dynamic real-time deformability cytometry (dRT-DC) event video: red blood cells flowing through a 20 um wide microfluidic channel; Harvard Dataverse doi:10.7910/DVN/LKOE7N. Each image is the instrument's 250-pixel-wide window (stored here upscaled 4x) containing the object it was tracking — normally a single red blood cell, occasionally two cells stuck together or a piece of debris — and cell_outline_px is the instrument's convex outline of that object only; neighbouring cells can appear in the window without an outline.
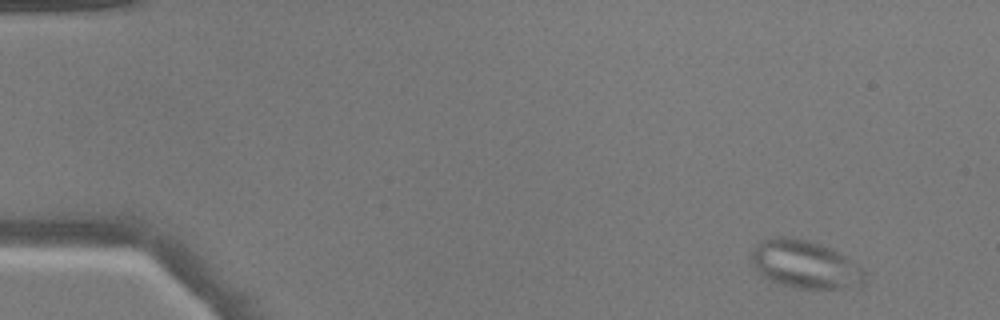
{"species": "common noctule bat (a hibernating species)", "species_latin": "Nyctalus noctula", "temperature_condition": "warm", "stored_images_in_passage": 50, "camera_frame_rate_fps": 3000, "um_per_image_px": 0.085, "animal": {"sex": "male", "body_mass_g": 17.9}, "frame": {"image": 1, "passage_image": 3, "time_ms": 0.667, "image_size_px": [1000, 320], "cell_outline_px": [[864, 284], [860, 288], [800, 288], [784, 284], [772, 280], [764, 276], [756, 268], [752, 260], [752, 248], [764, 240], [772, 236], [792, 236], [808, 240], [832, 248], [844, 256], [860, 268], [864, 272]], "centroid_in_image_um": [68.45, 22.46], "position_along_channel_um": 16.6, "area_um2": 31.27}}
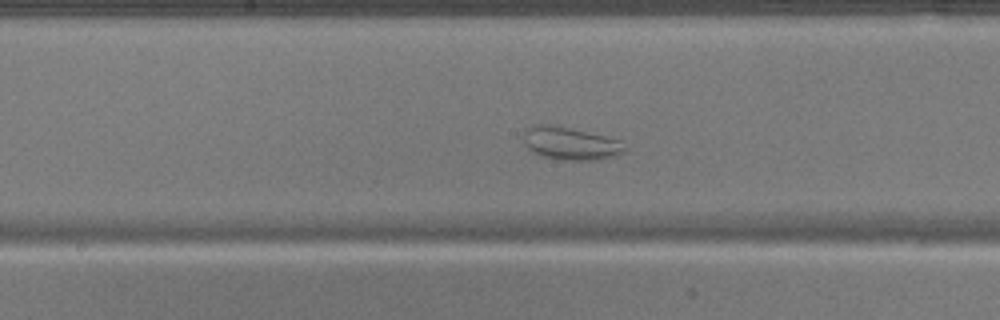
{"frame": {"image": 2, "passage_image": 26, "time_ms": 8.333, "image_size_px": [1000, 320], "cell_outline_px": [[628, 148], [624, 152], [616, 156], [600, 160], [560, 160], [540, 156], [532, 152], [524, 144], [524, 132], [532, 124], [544, 124], [568, 128], [604, 136], [620, 140]], "centroid_in_image_um": [48.49, 12.22], "position_along_channel_um": 199.7, "area_um2": 19.42}}
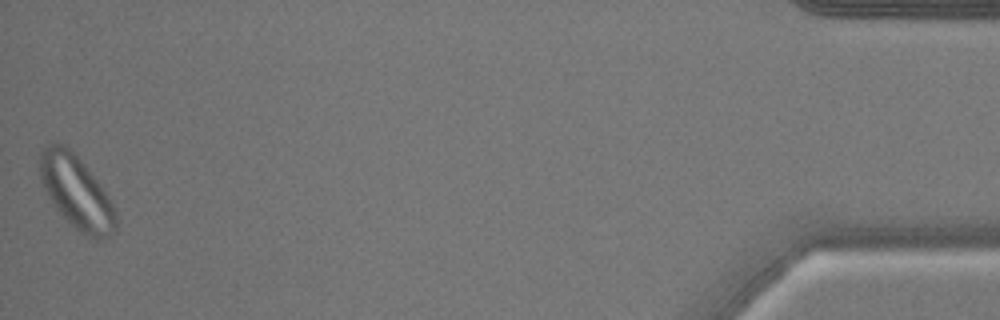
{"frame": {"image": 3, "passage_image": 50, "time_ms": 16.333, "image_size_px": [1000, 320], "cell_outline_px": [[116, 232], [100, 240], [96, 240], [80, 232], [56, 208], [44, 188], [40, 176], [40, 152], [48, 144], [64, 144], [84, 164], [104, 188], [116, 212]], "centroid_in_image_um": [6.52, 16.35], "position_along_channel_um": 428.7, "area_um2": 31.85}}